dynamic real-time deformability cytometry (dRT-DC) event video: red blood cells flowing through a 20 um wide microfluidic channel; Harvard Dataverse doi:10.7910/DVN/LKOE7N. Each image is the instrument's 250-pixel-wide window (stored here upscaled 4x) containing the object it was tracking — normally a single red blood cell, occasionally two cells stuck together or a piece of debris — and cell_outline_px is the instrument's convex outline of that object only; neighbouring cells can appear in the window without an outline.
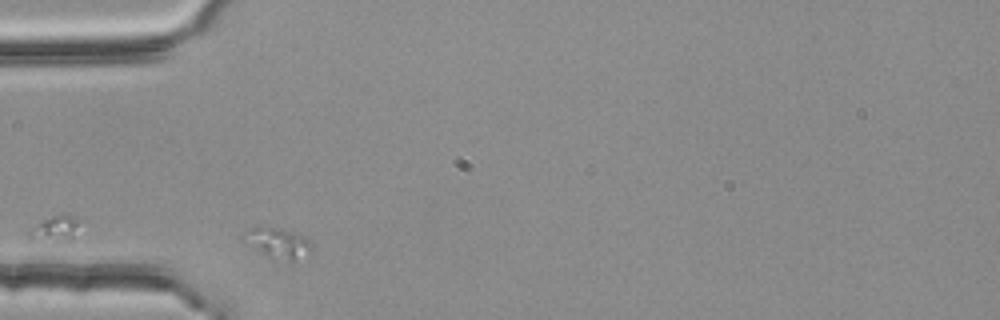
{"species": "common noctule bat (a hibernating species)", "species_latin": "Nyctalus noctula", "temperature_condition": "room temperature", "stored_images_in_passage": 29, "camera_frame_rate_fps": 3000, "um_per_image_px": 0.085, "animal": {"sex": "female", "body_mass_g": 25.1}, "frame": {"image": 1, "passage_image": 1, "time_ms": 0.0, "image_size_px": [1000, 320], "cell_outline_px": [[312, 248], [292, 260], [288, 260], [268, 256], [240, 240], [240, 236], [248, 228], [276, 228], [292, 232], [304, 236], [312, 244]], "centroid_in_image_um": [23.51, 20.61], "position_along_channel_um": 61.5, "area_um2": 11.39}}
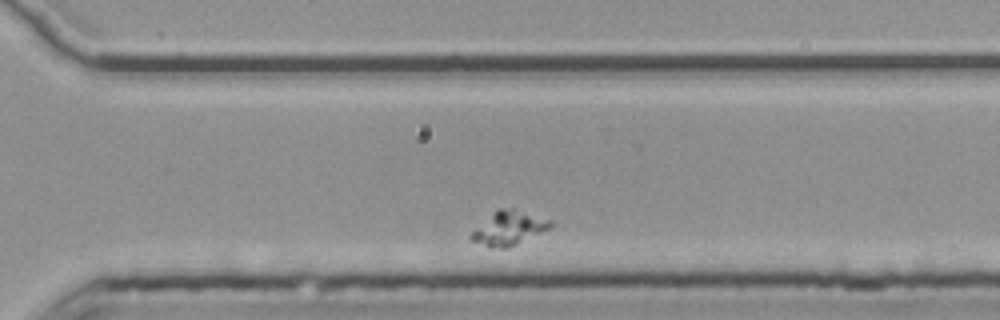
{"frame": {"image": 2, "passage_image": 25, "time_ms": 8.0, "image_size_px": [1000, 320], "cell_outline_px": [[552, 224], [548, 228], [508, 248], [500, 248], [468, 240], [468, 236], [472, 232], [500, 208], [512, 208], [552, 220]], "centroid_in_image_um": [43.25, 19.39], "position_along_channel_um": 327.4, "area_um2": 14.91}}
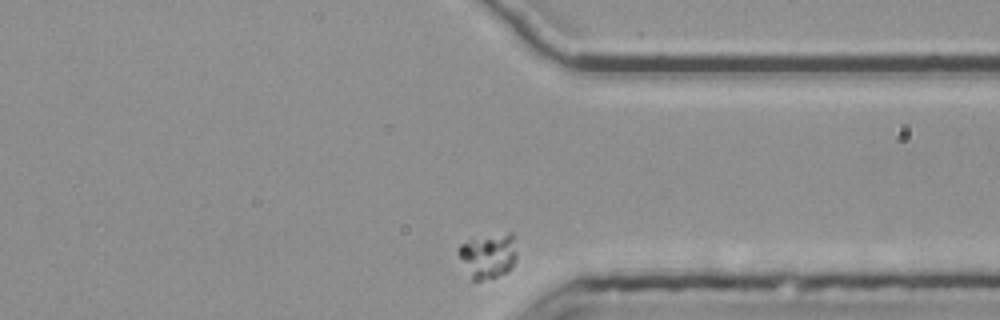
{"frame": {"image": 3, "passage_image": 29, "time_ms": 9.333, "image_size_px": [1000, 320], "cell_outline_px": [[516, 260], [512, 268], [508, 272], [496, 276], [480, 280], [472, 280], [456, 252], [456, 248], [460, 244], [472, 240], [508, 232], [512, 232], [516, 256]], "centroid_in_image_um": [41.49, 21.75], "position_along_channel_um": 369.9, "area_um2": 15.03}}